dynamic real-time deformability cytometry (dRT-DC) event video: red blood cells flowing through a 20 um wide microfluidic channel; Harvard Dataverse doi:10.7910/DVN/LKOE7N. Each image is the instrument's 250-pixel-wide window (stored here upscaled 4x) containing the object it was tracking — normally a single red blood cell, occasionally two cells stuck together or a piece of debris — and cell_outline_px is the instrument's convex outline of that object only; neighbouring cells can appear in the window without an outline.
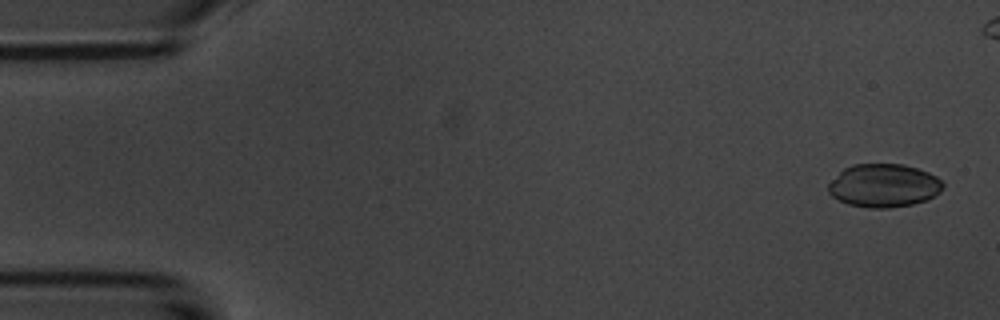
{"species": "common noctule bat (a hibernating species)", "species_latin": "Nyctalus noctula", "temperature_condition": "room temperature", "stored_images_in_passage": 48, "camera_frame_rate_fps": 3000, "um_per_image_px": 0.085, "animal": {"sex": "male", "body_mass_g": 20.1, "forearm_length_mm": 53.5}, "frame": {"image": 1, "passage_image": 2, "time_ms": 0.333, "image_size_px": [1000, 320], "cell_outline_px": [[944, 188], [940, 192], [928, 200], [912, 204], [888, 208], [868, 208], [848, 204], [832, 196], [828, 192], [828, 184], [844, 168], [852, 164], [904, 164], [928, 172], [936, 176], [944, 184]], "centroid_in_image_um": [75.14, 15.77], "position_along_channel_um": 9.9, "area_um2": 28.96}}
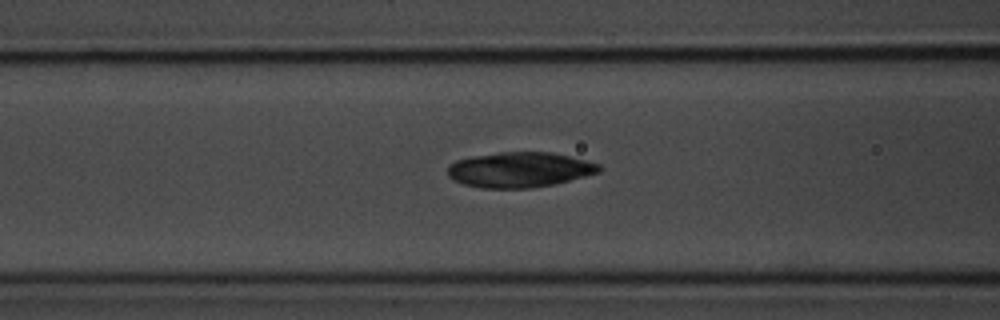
{"frame": {"image": 2, "passage_image": 21, "time_ms": 6.667, "image_size_px": [1000, 320], "cell_outline_px": [[600, 172], [552, 184], [532, 188], [480, 188], [464, 184], [448, 176], [448, 164], [456, 160], [472, 156], [500, 152], [552, 152], [600, 164]], "centroid_in_image_um": [44.13, 14.42], "position_along_channel_um": 122.5, "area_um2": 30.87}}
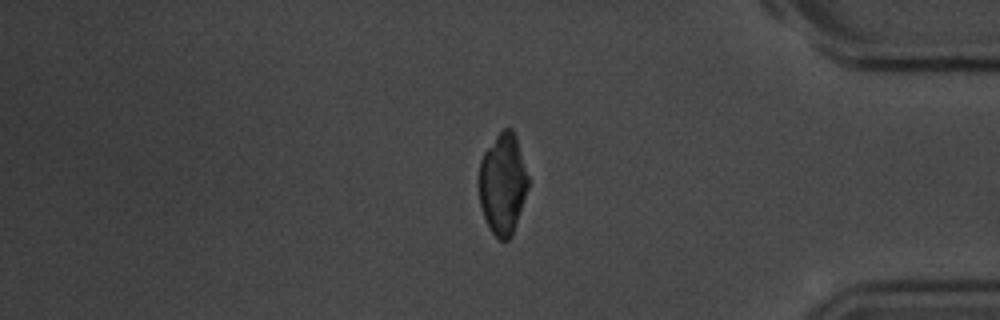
{"frame": {"image": 3, "passage_image": 45, "time_ms": 14.667, "image_size_px": [1000, 320], "cell_outline_px": [[528, 188], [512, 236], [508, 240], [500, 240], [492, 232], [484, 216], [480, 204], [476, 184], [480, 160], [484, 152], [496, 136], [504, 128], [512, 128], [516, 136], [528, 176]], "centroid_in_image_um": [42.7, 15.62], "position_along_channel_um": 392.5, "area_um2": 29.19}}